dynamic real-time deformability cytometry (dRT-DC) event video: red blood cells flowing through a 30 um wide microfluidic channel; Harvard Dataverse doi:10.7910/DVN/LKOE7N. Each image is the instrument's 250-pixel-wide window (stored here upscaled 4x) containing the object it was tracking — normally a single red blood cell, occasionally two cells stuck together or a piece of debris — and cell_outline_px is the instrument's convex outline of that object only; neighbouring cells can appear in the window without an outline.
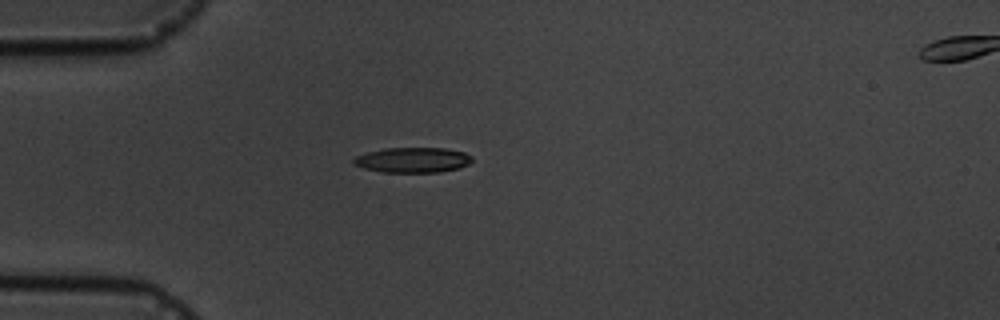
{"species": "common noctule bat (a hibernating species)", "species_latin": "Nyctalus noctula", "temperature_condition": "cold", "stored_images_in_passage": 10, "camera_frame_rate_fps": 3000, "um_per_image_px": 0.085, "animal": {"sex": "male", "body_mass_g": 19.5, "forearm_length_mm": 54.6}, "frame": {"image": 1, "passage_image": 4, "time_ms": 4.333, "image_size_px": [1000, 320], "cell_outline_px": [[472, 160], [468, 164], [460, 168], [440, 172], [384, 172], [364, 168], [352, 164], [352, 160], [356, 156], [368, 152], [384, 148], [444, 148], [464, 152], [472, 156]], "centroid_in_image_um": [35.08, 13.6], "position_along_channel_um": 49.9, "area_um2": 17.4}}
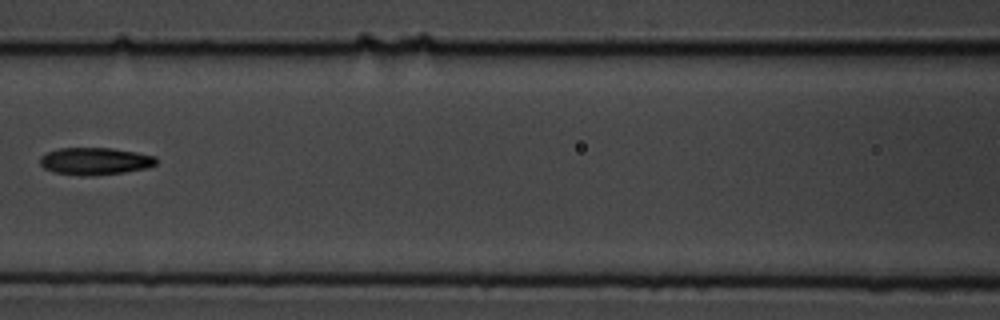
{"frame": {"image": 2, "passage_image": 7, "time_ms": 7.667, "image_size_px": [1000, 320], "cell_outline_px": [[156, 164], [148, 168], [124, 172], [88, 176], [80, 176], [52, 172], [44, 168], [40, 164], [40, 156], [48, 152], [60, 148], [112, 148], [136, 152], [156, 156]], "centroid_in_image_um": [8.07, 13.7], "position_along_channel_um": 158.5, "area_um2": 18.55}}
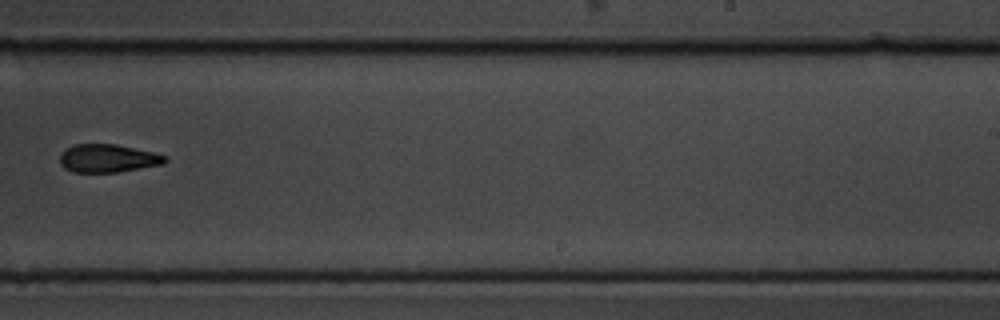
{"frame": {"image": 3, "passage_image": 10, "time_ms": 11.0, "image_size_px": [1000, 320], "cell_outline_px": [[168, 160], [164, 164], [120, 172], [72, 172], [64, 168], [60, 164], [60, 152], [72, 144], [116, 144], [156, 152], [164, 156]], "centroid_in_image_um": [9.16, 13.45], "position_along_channel_um": 279.8, "area_um2": 17.51}}